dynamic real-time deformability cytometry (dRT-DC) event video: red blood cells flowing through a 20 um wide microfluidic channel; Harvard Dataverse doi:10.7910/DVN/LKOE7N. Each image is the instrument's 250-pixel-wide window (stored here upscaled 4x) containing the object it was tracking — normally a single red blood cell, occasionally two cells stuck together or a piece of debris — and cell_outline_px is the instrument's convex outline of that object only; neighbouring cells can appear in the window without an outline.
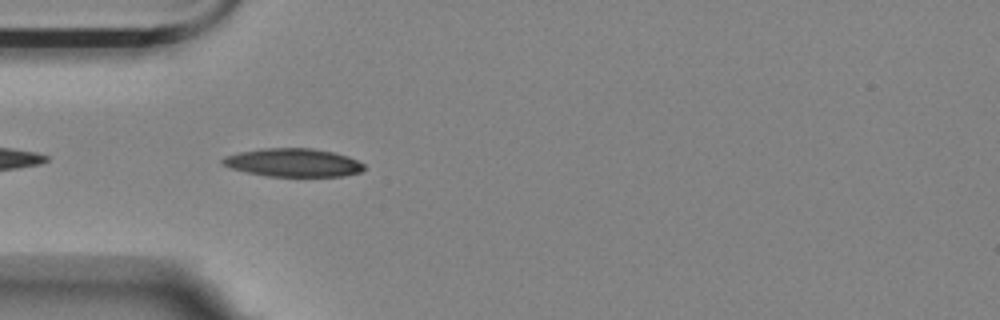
{"species": "Egyptian fruit bat (a non-hibernating species)", "species_latin": "Rousettus aegyptiacus", "temperature_condition": "room temperature", "stored_images_in_passage": 5, "camera_frame_rate_fps": 3000, "um_per_image_px": 0.085, "animal": {"sex": "female"}, "frame": {"image": 1, "passage_image": 3, "time_ms": 0.667, "image_size_px": [1000, 320], "cell_outline_px": [[364, 168], [360, 172], [344, 176], [264, 176], [232, 168], [220, 164], [220, 160], [224, 156], [240, 152], [264, 148], [312, 148], [332, 152], [348, 156], [364, 164]], "centroid_in_image_um": [24.9, 13.82], "position_along_channel_um": 60.1, "area_um2": 23.24}}